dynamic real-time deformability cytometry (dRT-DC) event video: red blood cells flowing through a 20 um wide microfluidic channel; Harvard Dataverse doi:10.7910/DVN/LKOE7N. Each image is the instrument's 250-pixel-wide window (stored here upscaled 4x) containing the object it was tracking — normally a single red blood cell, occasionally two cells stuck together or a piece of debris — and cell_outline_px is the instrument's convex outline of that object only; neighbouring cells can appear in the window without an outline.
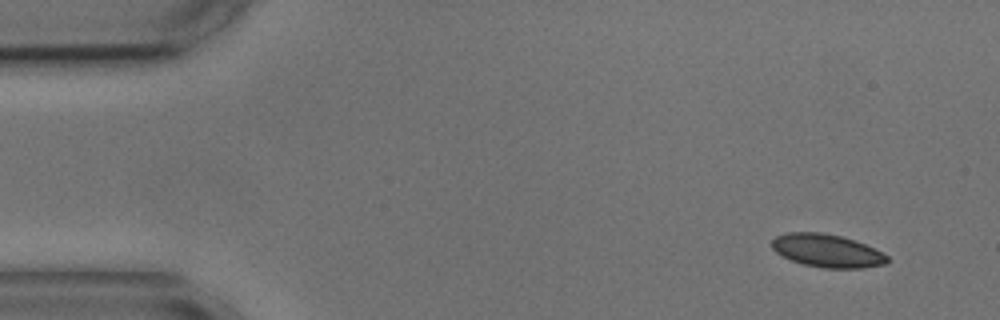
{"species": "common noctule bat (a hibernating species)", "species_latin": "Nyctalus noctula", "temperature_condition": "cold", "stored_images_in_passage": 3, "camera_frame_rate_fps": 3000, "um_per_image_px": 0.085, "animal": {"sex": "male", "body_mass_g": 17.9, "forearm_length_mm": 54.2}, "frame": {"image": 1, "passage_image": 1, "time_ms": 0.0, "image_size_px": [1000, 320], "cell_outline_px": [[888, 264], [864, 268], [824, 268], [804, 264], [792, 260], [776, 252], [772, 248], [772, 240], [776, 236], [784, 232], [820, 232], [840, 236], [856, 240], [888, 256]], "centroid_in_image_um": [70.3, 21.31], "position_along_channel_um": 14.7, "area_um2": 22.14}}